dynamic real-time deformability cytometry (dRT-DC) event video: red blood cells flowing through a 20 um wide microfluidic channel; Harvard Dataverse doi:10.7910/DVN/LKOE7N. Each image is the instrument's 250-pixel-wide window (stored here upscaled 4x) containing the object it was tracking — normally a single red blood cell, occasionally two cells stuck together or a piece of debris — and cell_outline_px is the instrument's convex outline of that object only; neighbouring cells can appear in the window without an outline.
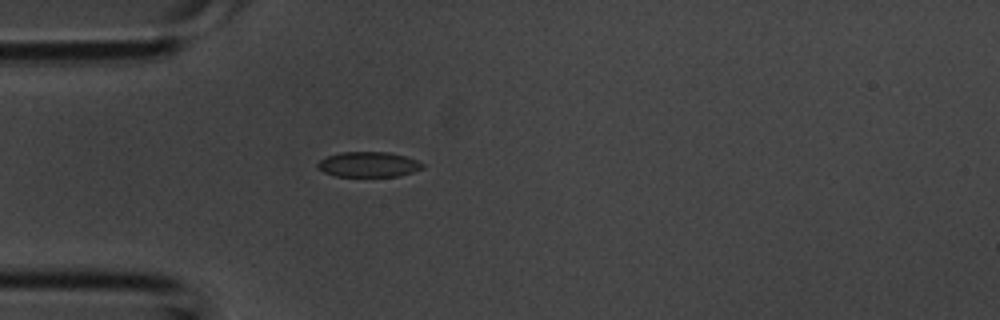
{"species": "common noctule bat (a hibernating species)", "species_latin": "Nyctalus noctula", "temperature_condition": "room temperature", "stored_images_in_passage": 3, "camera_frame_rate_fps": 3000, "um_per_image_px": 0.085, "animal": {"sex": "male", "body_mass_g": 20.1, "forearm_length_mm": 53.5}, "frame": {"image": 1, "passage_image": 3, "time_ms": 0.667, "image_size_px": [1000, 320], "cell_outline_px": [[424, 168], [412, 172], [396, 176], [336, 176], [324, 172], [316, 164], [320, 160], [328, 156], [340, 152], [388, 152], [404, 156], [416, 160], [424, 164]], "centroid_in_image_um": [31.33, 13.97], "position_along_channel_um": 53.7, "area_um2": 15.2}}